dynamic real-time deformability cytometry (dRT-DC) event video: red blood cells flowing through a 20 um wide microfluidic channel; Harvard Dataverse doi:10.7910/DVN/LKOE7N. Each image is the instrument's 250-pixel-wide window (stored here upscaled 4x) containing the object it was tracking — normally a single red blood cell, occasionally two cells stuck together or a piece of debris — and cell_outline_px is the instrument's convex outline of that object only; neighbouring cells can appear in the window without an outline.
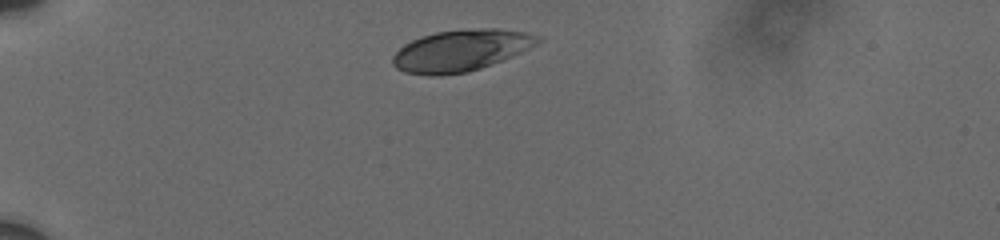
{"species": "human", "species_latin": "Homo sapiens", "temperature_condition": "cold", "stored_images_in_passage": 2, "camera_frame_rate_fps": 3000, "um_per_image_px": 0.085, "donor": {"sex": "male"}, "frame": {"image": 1, "passage_image": 1, "time_ms": 0.0, "image_size_px": [1000, 240], "cell_outline_px": [[544, 40], [520, 52], [480, 68], [468, 72], [440, 76], [432, 76], [404, 72], [396, 68], [392, 64], [392, 56], [404, 44], [412, 40], [436, 32], [480, 28], [496, 28], [528, 32], [544, 36]], "centroid_in_image_um": [39.18, 4.29], "position_along_channel_um": 45.8, "area_um2": 35.03}}